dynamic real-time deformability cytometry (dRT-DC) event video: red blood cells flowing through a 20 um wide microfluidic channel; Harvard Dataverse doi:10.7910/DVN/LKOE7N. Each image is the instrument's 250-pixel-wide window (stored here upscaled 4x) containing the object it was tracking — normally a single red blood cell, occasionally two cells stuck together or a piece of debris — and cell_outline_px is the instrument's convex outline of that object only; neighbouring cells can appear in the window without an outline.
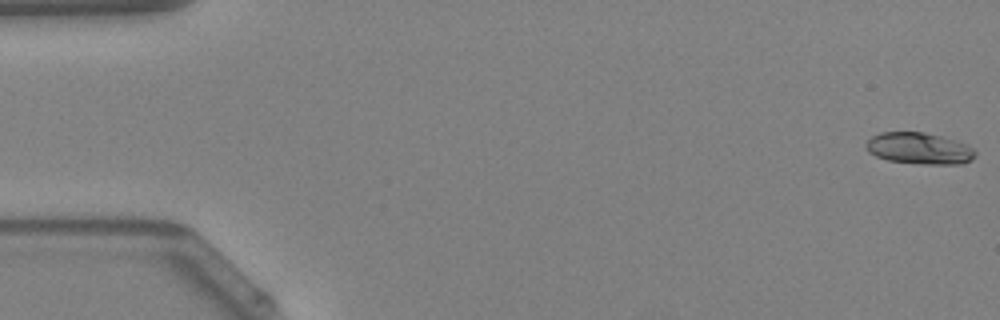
{"species": "Egyptian fruit bat (a non-hibernating species)", "species_latin": "Rousettus aegyptiacus", "temperature_condition": "warm", "stored_images_in_passage": 48, "camera_frame_rate_fps": 3000, "um_per_image_px": 0.085, "animal": {"sex": "female"}, "frame": {"image": 1, "passage_image": 1, "time_ms": 0.0, "image_size_px": [1000, 320], "cell_outline_px": [[976, 156], [972, 160], [960, 164], [924, 164], [888, 160], [876, 156], [868, 152], [864, 144], [872, 136], [880, 132], [924, 132], [956, 140], [972, 148], [976, 152]], "centroid_in_image_um": [78.12, 12.61], "position_along_channel_um": 6.9, "area_um2": 20.06}}
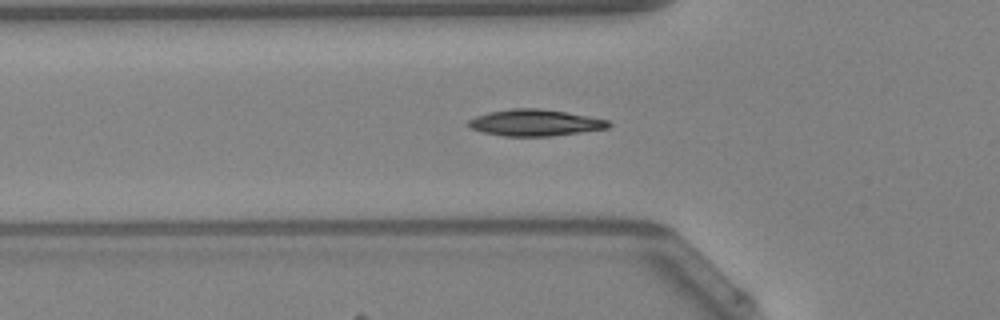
{"frame": {"image": 2, "passage_image": 17, "time_ms": 5.333, "image_size_px": [1000, 320], "cell_outline_px": [[612, 124], [608, 128], [580, 132], [548, 136], [504, 136], [484, 132], [468, 128], [468, 120], [476, 116], [488, 112], [512, 108], [540, 108], [588, 116], [608, 120]], "centroid_in_image_um": [45.45, 10.42], "position_along_channel_um": 80.4, "area_um2": 21.5}}
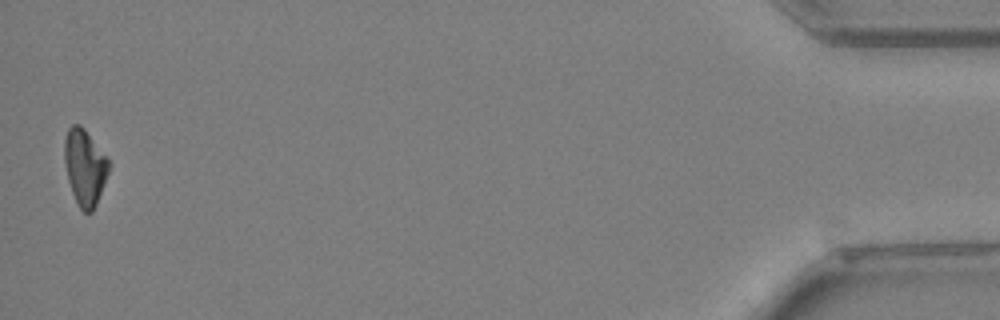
{"frame": {"image": 3, "passage_image": 48, "time_ms": 15.667, "image_size_px": [1000, 320], "cell_outline_px": [[112, 164], [96, 204], [92, 212], [84, 212], [80, 208], [72, 192], [68, 180], [64, 164], [64, 140], [68, 128], [72, 124], [80, 124], [84, 128]], "centroid_in_image_um": [7.2, 14.19], "position_along_channel_um": 428.0, "area_um2": 19.65}, "authors_computed_cell_mechanics": {"area_um2": 20.0277, "velocity_mm_per_s": 4.2581, "shape_relaxation_time_tau1_ms": 4.6958, "shape_relaxation_time_tau2_ms": 4.7008, "deformation_change_tau1": 0.172, "deformation_change_tau2": 0.0821}}